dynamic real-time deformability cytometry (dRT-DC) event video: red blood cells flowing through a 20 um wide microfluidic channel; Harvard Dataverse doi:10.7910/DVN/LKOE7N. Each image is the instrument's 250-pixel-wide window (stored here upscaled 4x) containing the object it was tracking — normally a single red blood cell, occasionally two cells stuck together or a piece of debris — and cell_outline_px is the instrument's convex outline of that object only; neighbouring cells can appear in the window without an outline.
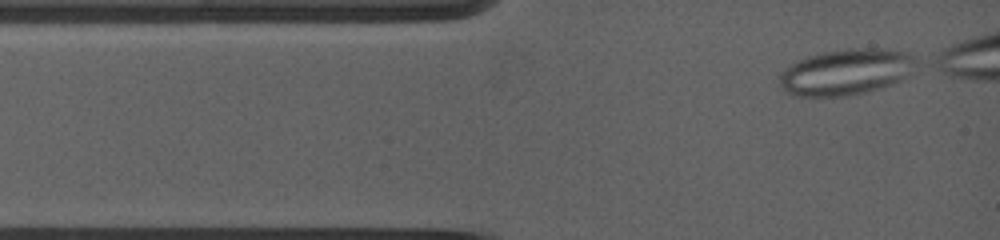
{"species": "common noctule bat (a hibernating species)", "species_latin": "Nyctalus noctula", "temperature_condition": "warm", "stored_images_in_passage": 10, "camera_frame_rate_fps": 5000, "um_per_image_px": 0.085, "animal": {"sex": "female", "body_mass_g": 19.0, "forearm_length_mm": 53.3}, "frame": {"image": 1, "passage_image": 1, "time_ms": 0.0, "image_size_px": [1000, 240], "cell_outline_px": [[916, 60], [892, 80], [884, 84], [860, 92], [832, 96], [808, 96], [792, 92], [784, 88], [780, 84], [780, 76], [788, 68], [804, 60], [816, 56], [840, 52], [896, 52], [912, 56]], "centroid_in_image_um": [71.74, 6.19], "position_along_channel_um": 13.3, "area_um2": 31.44}}